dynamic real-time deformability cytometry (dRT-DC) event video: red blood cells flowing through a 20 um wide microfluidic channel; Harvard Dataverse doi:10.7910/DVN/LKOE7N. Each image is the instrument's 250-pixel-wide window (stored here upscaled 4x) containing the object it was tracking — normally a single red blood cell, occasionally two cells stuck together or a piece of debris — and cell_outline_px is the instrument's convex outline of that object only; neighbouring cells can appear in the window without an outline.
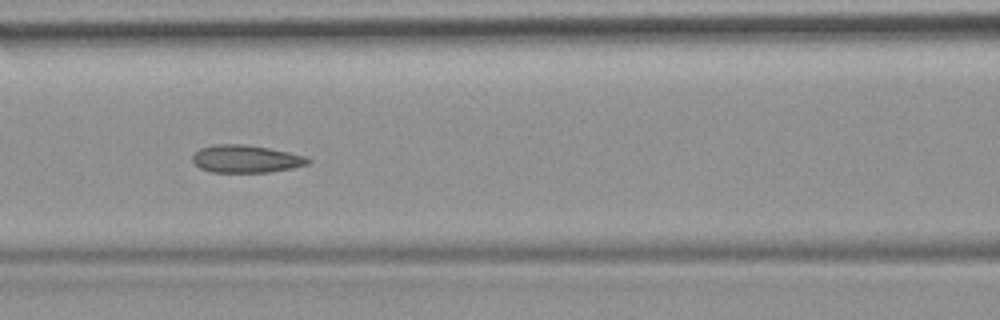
{"species": "common noctule bat (a hibernating species)", "species_latin": "Nyctalus noctula", "temperature_condition": "room temperature", "stored_images_in_passage": 51, "camera_frame_rate_fps": 3000, "um_per_image_px": 0.085, "animal": {"sex": "female", "body_mass_g": 19.9}, "frame": {"image": 1, "passage_image": 22, "time_ms": 7.0, "image_size_px": [1000, 320], "cell_outline_px": [[312, 160], [308, 164], [292, 168], [268, 172], [212, 172], [200, 168], [192, 160], [192, 156], [200, 148], [212, 144], [244, 144], [268, 148], [308, 156]], "centroid_in_image_um": [20.92, 13.5], "position_along_channel_um": 145.7, "area_um2": 18.61}, "authors_computed_cell_mechanics": {"area_um2": 19.3052, "velocity_mm_per_s": 3.8675, "shape_relaxation_time_tau1_ms": null, "shape_relaxation_time_tau2_ms": 1.6894, "deformation_change_tau1": null, "deformation_change_tau2": 0.0677}}